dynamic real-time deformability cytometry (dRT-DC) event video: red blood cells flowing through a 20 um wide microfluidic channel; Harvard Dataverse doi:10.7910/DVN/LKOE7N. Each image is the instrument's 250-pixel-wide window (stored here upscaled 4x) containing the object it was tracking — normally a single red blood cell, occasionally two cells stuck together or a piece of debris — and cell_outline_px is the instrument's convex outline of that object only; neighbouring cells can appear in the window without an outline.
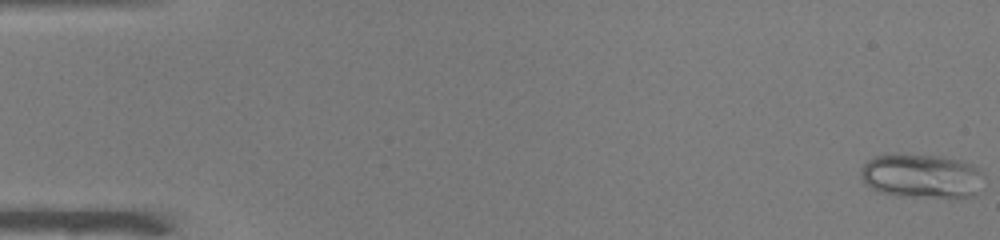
{"species": "common noctule bat (a hibernating species)", "species_latin": "Nyctalus noctula", "temperature_condition": "warm", "stored_images_in_passage": 51, "camera_frame_rate_fps": 3000, "um_per_image_px": 0.085, "animal": {"sex": "male", "body_mass_g": 19.0, "forearm_length_mm": 50.8}, "frame": {"image": 1, "passage_image": 1, "time_ms": 0.0, "image_size_px": [1000, 240], "cell_outline_px": [[976, 172], [972, 196], [936, 196], [884, 192], [872, 188], [864, 184], [860, 172], [860, 168], [868, 160], [876, 156], [888, 152], [892, 152], [936, 156], [956, 160], [972, 164], [976, 168]], "centroid_in_image_um": [78.11, 14.87], "position_along_channel_um": 6.9, "area_um2": 29.88}}
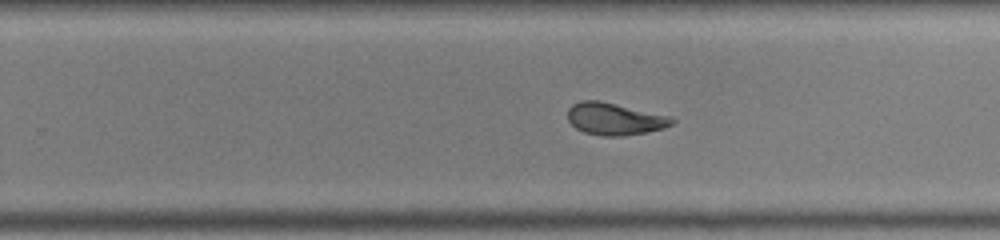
{"frame": {"image": 2, "passage_image": 33, "time_ms": 10.667, "image_size_px": [1000, 240], "cell_outline_px": [[676, 120], [672, 124], [664, 128], [624, 136], [604, 136], [584, 132], [576, 128], [568, 120], [568, 108], [572, 104], [580, 100], [600, 100], [668, 116]], "centroid_in_image_um": [52.2, 10.1], "position_along_channel_um": 277.6, "area_um2": 19.36}}
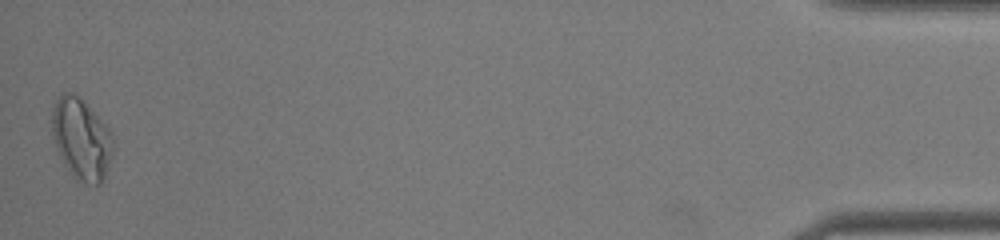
{"frame": {"image": 3, "passage_image": 51, "time_ms": 16.667, "image_size_px": [1000, 240], "cell_outline_px": [[112, 156], [104, 176], [100, 184], [88, 184], [76, 180], [64, 164], [60, 156], [52, 132], [52, 108], [56, 100], [64, 92], [72, 92], [80, 96], [108, 128], [112, 136]], "centroid_in_image_um": [6.91, 11.8], "position_along_channel_um": 428.3, "area_um2": 28.61}, "authors_computed_cell_mechanics": {"area_um2": 21.097, "velocity_mm_per_s": 3.9753, "shape_relaxation_time_tau1_ms": null, "shape_relaxation_time_tau2_ms": 1.4353, "deformation_change_tau1": null, "deformation_change_tau2": 0.0798}}